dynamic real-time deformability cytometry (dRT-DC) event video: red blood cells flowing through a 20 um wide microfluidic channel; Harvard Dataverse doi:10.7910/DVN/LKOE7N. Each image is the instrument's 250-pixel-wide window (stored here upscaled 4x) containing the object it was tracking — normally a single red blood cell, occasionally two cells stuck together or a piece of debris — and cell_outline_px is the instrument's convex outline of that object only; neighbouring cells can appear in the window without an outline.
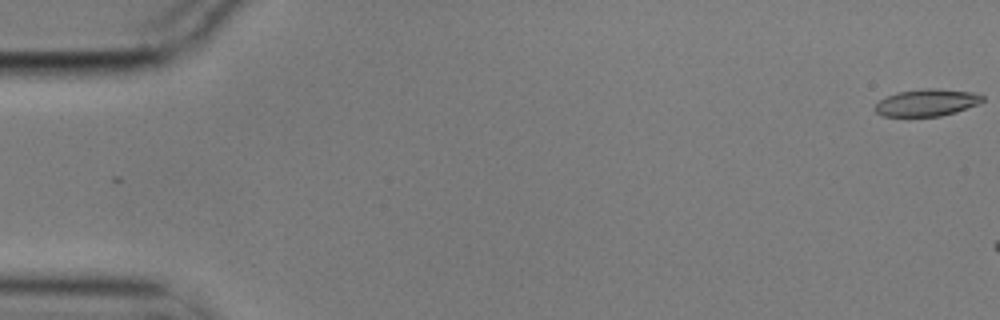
{"species": "common noctule bat (a hibernating species)", "species_latin": "Nyctalus noctula", "temperature_condition": "cold", "stored_images_in_passage": 3, "camera_frame_rate_fps": 3000, "um_per_image_px": 0.085, "animal": {"sex": "male", "body_mass_g": 17.9}, "frame": {"image": 1, "passage_image": 1, "time_ms": 0.0, "image_size_px": [1000, 320], "cell_outline_px": [[984, 100], [980, 104], [956, 112], [940, 116], [884, 116], [876, 112], [872, 108], [880, 100], [896, 92], [924, 88], [936, 88], [976, 92], [984, 96]], "centroid_in_image_um": [78.82, 8.71], "position_along_channel_um": 6.2, "area_um2": 17.17}}